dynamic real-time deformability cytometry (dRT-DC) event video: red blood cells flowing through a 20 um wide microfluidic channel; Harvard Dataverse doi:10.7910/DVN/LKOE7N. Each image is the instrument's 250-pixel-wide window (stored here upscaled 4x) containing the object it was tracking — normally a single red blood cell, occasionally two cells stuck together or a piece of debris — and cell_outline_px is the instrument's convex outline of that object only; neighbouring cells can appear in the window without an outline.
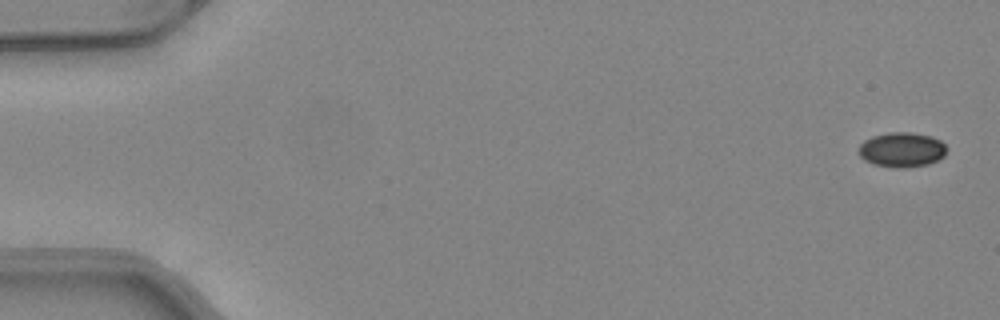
{"species": "common noctule bat (a hibernating species)", "species_latin": "Nyctalus noctula", "temperature_condition": "warm", "stored_images_in_passage": 50, "camera_frame_rate_fps": 3000, "um_per_image_px": 0.085, "animal": {"sex": "female", "body_mass_g": 24.6, "forearm_length_mm": 56.2}, "frame": {"image": 1, "passage_image": 1, "time_ms": 0.0, "image_size_px": [1000, 320], "cell_outline_px": [[948, 148], [944, 156], [928, 164], [908, 168], [900, 168], [872, 164], [864, 160], [860, 156], [860, 144], [864, 140], [872, 136], [888, 132], [912, 132], [932, 136], [940, 140]], "centroid_in_image_um": [76.67, 12.72], "position_along_channel_um": 8.3, "area_um2": 17.98}}
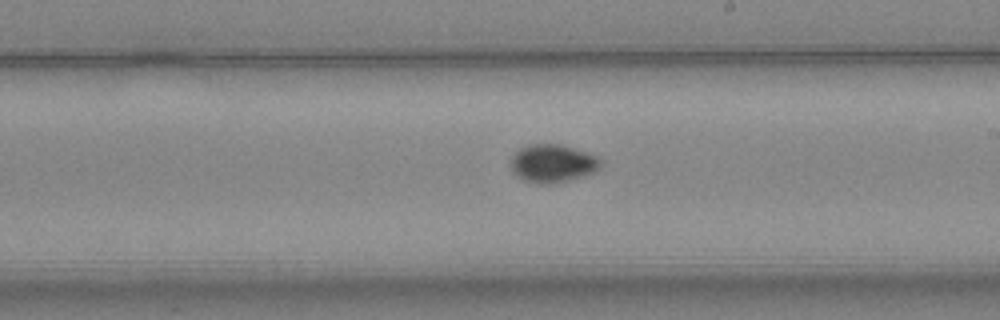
{"frame": {"image": 2, "passage_image": 29, "time_ms": 9.333, "image_size_px": [1000, 320], "cell_outline_px": [[600, 168], [596, 172], [584, 176], [552, 184], [536, 184], [524, 180], [516, 176], [512, 172], [508, 164], [512, 156], [520, 148], [528, 144], [560, 144], [596, 156], [600, 160]], "centroid_in_image_um": [46.91, 13.91], "position_along_channel_um": 242.1, "area_um2": 20.11}}
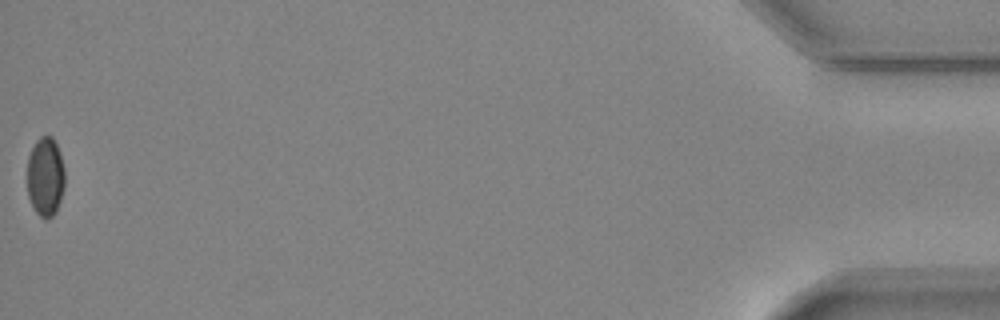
{"frame": {"image": 3, "passage_image": 50, "time_ms": 16.333, "image_size_px": [1000, 320], "cell_outline_px": [[64, 188], [56, 212], [48, 220], [44, 220], [36, 212], [28, 196], [28, 156], [36, 140], [40, 136], [52, 136], [60, 152], [64, 168]], "centroid_in_image_um": [3.87, 15.03], "position_along_channel_um": 431.3, "area_um2": 17.4}}